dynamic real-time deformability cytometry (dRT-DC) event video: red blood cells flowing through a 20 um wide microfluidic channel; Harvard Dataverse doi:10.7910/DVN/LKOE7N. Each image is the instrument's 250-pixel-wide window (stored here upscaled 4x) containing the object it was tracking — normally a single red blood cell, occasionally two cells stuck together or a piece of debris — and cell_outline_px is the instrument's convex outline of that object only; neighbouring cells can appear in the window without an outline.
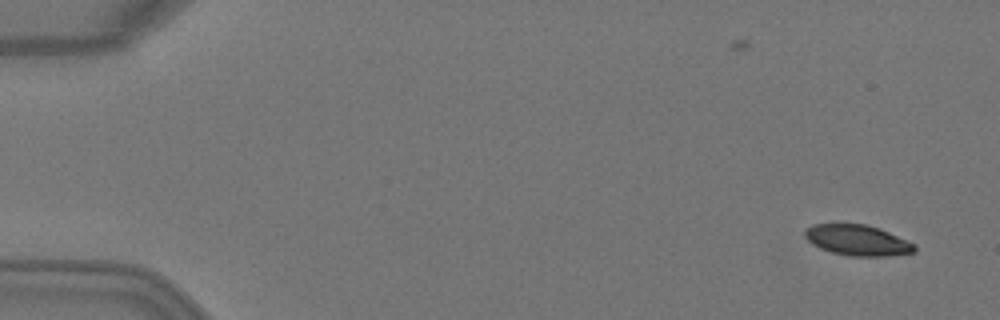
{"species": "Egyptian fruit bat (a non-hibernating species)", "species_latin": "Rousettus aegyptiacus", "temperature_condition": "warm", "stored_images_in_passage": 2, "camera_frame_rate_fps": 3000, "um_per_image_px": 0.085, "animal": {"sex": "female"}, "frame": {"image": 1, "passage_image": 2, "time_ms": 0.333, "image_size_px": [1000, 320], "cell_outline_px": [[916, 252], [888, 256], [848, 256], [832, 252], [820, 248], [812, 244], [804, 236], [804, 232], [812, 224], [832, 220], [836, 220], [864, 224], [880, 228], [916, 244]], "centroid_in_image_um": [72.84, 20.36], "position_along_channel_um": 12.2, "area_um2": 20.46}}